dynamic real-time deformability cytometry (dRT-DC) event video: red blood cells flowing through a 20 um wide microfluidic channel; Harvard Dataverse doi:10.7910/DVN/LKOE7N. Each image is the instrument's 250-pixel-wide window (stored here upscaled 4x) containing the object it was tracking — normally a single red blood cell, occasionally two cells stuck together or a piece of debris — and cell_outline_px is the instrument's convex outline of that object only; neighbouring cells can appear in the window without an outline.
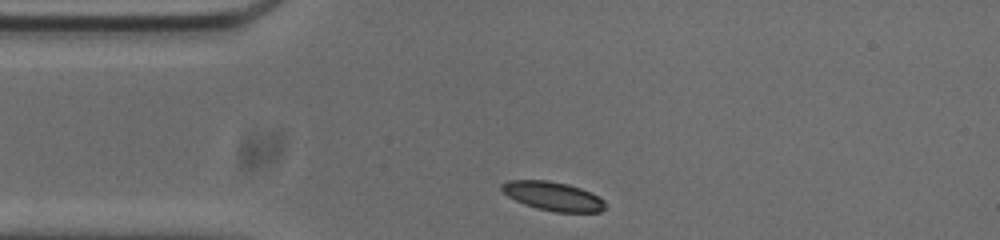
{"species": "common noctule bat (a hibernating species)", "species_latin": "Nyctalus noctula", "temperature_condition": "cold", "stored_images_in_passage": 32, "camera_frame_rate_fps": 3000, "um_per_image_px": 0.085, "animal": {"sex": "male", "body_mass_g": 20.0, "forearm_length_mm": 53.3}, "frame": {"image": 1, "passage_image": 1, "time_ms": 0.0, "image_size_px": [1000, 240], "cell_outline_px": [[604, 208], [600, 212], [556, 212], [536, 208], [524, 204], [508, 196], [500, 188], [500, 184], [508, 180], [548, 180], [568, 184], [592, 192], [604, 200]], "centroid_in_image_um": [47.0, 16.66], "position_along_channel_um": 38.0, "area_um2": 17.46}}
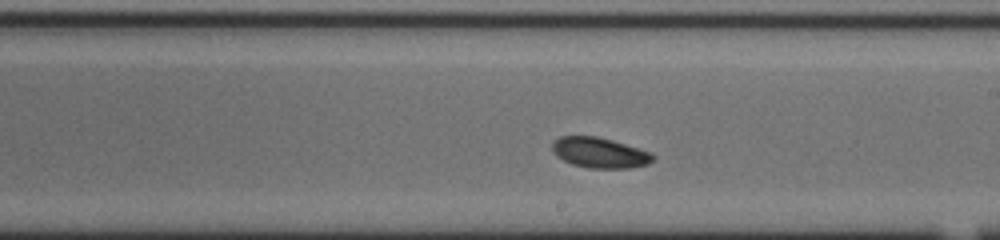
{"frame": {"image": 2, "passage_image": 19, "time_ms": 6.0, "image_size_px": [1000, 240], "cell_outline_px": [[656, 156], [648, 164], [628, 168], [588, 168], [572, 164], [556, 156], [552, 152], [552, 144], [560, 136], [596, 136], [612, 140], [652, 152]], "centroid_in_image_um": [50.98, 12.98], "position_along_channel_um": 238.0, "area_um2": 17.86}}
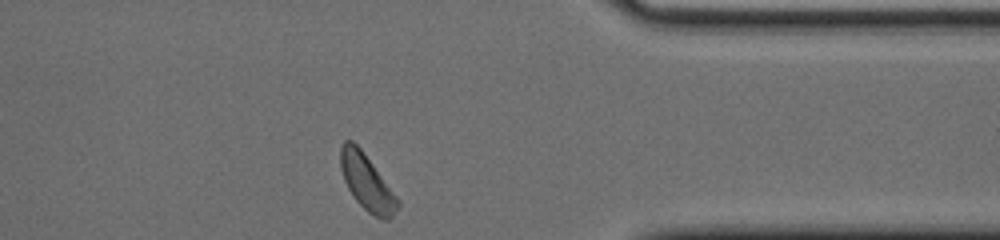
{"frame": {"image": 3, "passage_image": 32, "time_ms": 10.333, "image_size_px": [1000, 240], "cell_outline_px": [[400, 204], [392, 216], [388, 220], [384, 220], [368, 212], [356, 200], [348, 188], [344, 180], [340, 168], [340, 144], [344, 140], [352, 140], [360, 148], [400, 200]], "centroid_in_image_um": [31.17, 15.48], "position_along_channel_um": 380.2, "area_um2": 18.38}, "authors_computed_cell_mechanics": {"area_um2": 17.9469, "velocity_mm_per_s": 3.6865, "shape_relaxation_time_tau1_ms": 3.8775, "shape_relaxation_time_tau2_ms": 7.466, "deformation_change_tau1": 0.1117, "deformation_change_tau2": 0.0984}}